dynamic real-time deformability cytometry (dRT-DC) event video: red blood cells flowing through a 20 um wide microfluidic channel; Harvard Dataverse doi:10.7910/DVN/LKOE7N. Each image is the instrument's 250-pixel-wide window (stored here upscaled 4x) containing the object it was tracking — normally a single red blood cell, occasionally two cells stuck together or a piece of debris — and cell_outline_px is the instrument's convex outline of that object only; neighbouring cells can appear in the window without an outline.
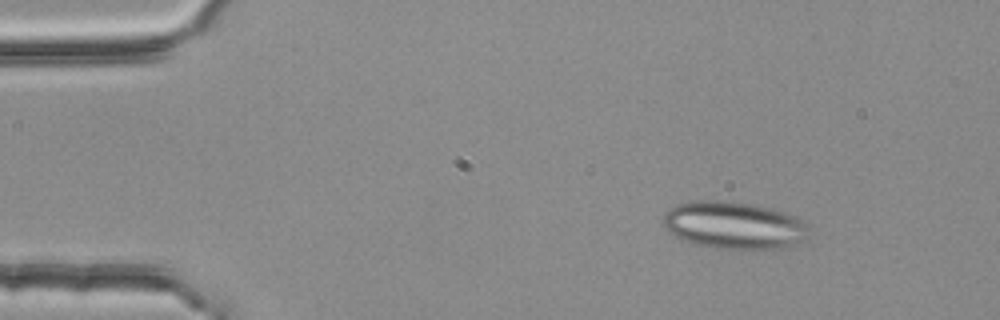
{"species": "common noctule bat (a hibernating species)", "species_latin": "Nyctalus noctula", "temperature_condition": "room temperature", "stored_images_in_passage": 4, "camera_frame_rate_fps": 3000, "um_per_image_px": 0.085, "animal": {"sex": "female", "body_mass_g": 25.1}, "frame": {"image": 1, "passage_image": 1, "time_ms": 0.0, "image_size_px": [1000, 320], "cell_outline_px": [[808, 236], [804, 240], [788, 248], [712, 248], [696, 244], [684, 240], [668, 232], [664, 224], [664, 212], [668, 208], [676, 204], [692, 200], [732, 200], [772, 208], [796, 216], [808, 224]], "centroid_in_image_um": [62.39, 19.12], "position_along_channel_um": 22.6, "area_um2": 40.63}}